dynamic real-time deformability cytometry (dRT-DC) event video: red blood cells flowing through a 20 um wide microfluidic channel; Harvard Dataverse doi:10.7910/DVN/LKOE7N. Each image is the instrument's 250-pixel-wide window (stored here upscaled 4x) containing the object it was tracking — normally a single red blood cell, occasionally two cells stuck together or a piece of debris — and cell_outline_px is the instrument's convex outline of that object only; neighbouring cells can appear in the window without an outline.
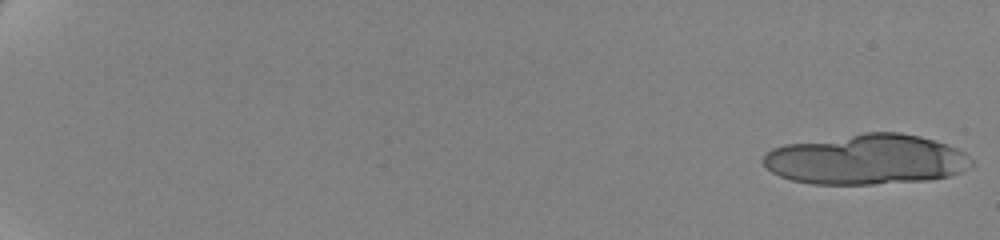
{"species": "human", "species_latin": "Homo sapiens", "temperature_condition": "cold", "stored_images_in_passage": 21, "camera_frame_rate_fps": 3000, "um_per_image_px": 0.085, "donor": {"sex": "female"}, "frame": {"image": 1, "passage_image": 1, "time_ms": 0.0, "image_size_px": [1000, 240], "cell_outline_px": [[976, 164], [972, 168], [948, 176], [928, 180], [872, 184], [812, 184], [792, 180], [780, 176], [772, 172], [760, 160], [772, 148], [784, 144], [864, 132], [900, 132], [920, 136], [956, 148], [964, 152]], "centroid_in_image_um": [73.65, 13.55], "position_along_channel_um": 11.4, "area_um2": 61.15}}